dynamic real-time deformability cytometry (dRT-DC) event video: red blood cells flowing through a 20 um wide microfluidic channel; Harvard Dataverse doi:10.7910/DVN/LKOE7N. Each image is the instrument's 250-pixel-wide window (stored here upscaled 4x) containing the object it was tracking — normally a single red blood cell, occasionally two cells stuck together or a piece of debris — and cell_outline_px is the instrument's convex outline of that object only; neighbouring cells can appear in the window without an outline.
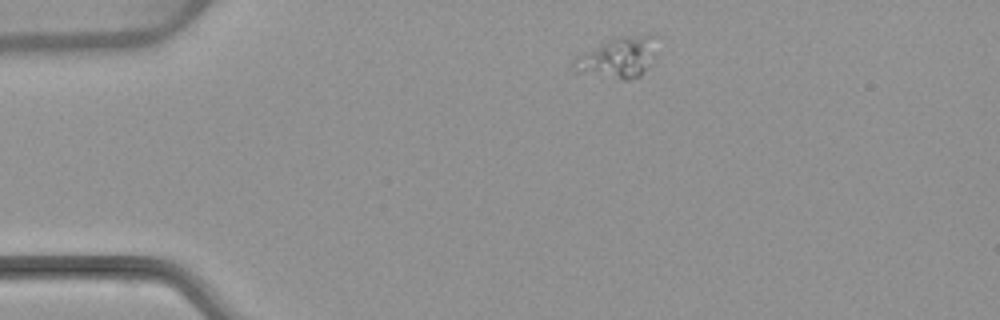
{"species": "common noctule bat (a hibernating species)", "species_latin": "Nyctalus noctula", "temperature_condition": "warm", "stored_images_in_passage": 2, "camera_frame_rate_fps": 3000, "um_per_image_px": 0.085, "animal": {"sex": "female", "body_mass_g": 22.7, "forearm_length_mm": 54.2}, "frame": {"image": 1, "passage_image": 1, "time_ms": 0.0, "image_size_px": [1000, 320], "cell_outline_px": [[660, 36], [652, 64], [640, 76], [628, 80], [624, 80], [576, 72], [572, 68], [572, 60], [576, 56], [608, 40], [620, 36], [648, 32]], "centroid_in_image_um": [52.62, 4.84], "position_along_channel_um": 32.4, "area_um2": 20.52}}